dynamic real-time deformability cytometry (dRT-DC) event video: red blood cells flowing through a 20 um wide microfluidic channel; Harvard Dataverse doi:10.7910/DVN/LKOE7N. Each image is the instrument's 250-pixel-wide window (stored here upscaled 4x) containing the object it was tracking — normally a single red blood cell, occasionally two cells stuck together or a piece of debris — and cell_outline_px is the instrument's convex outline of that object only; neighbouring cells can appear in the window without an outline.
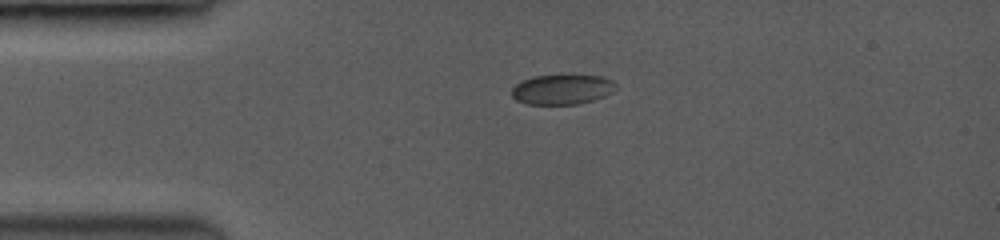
{"species": "common noctule bat (a hibernating species)", "species_latin": "Nyctalus noctula", "temperature_condition": "room temperature", "stored_images_in_passage": 4, "camera_frame_rate_fps": 3500, "um_per_image_px": 0.085, "animal": {"sex": "female", "body_mass_g": 19.0, "forearm_length_mm": 53.3}, "frame": {"image": 1, "passage_image": 1, "time_ms": 0.0, "image_size_px": [1000, 240], "cell_outline_px": [[616, 84], [612, 92], [604, 96], [592, 100], [576, 104], [528, 104], [516, 100], [512, 96], [512, 88], [516, 84], [524, 80], [536, 76], [600, 76], [612, 80]], "centroid_in_image_um": [47.77, 7.61], "position_along_channel_um": 37.2, "area_um2": 17.74}}
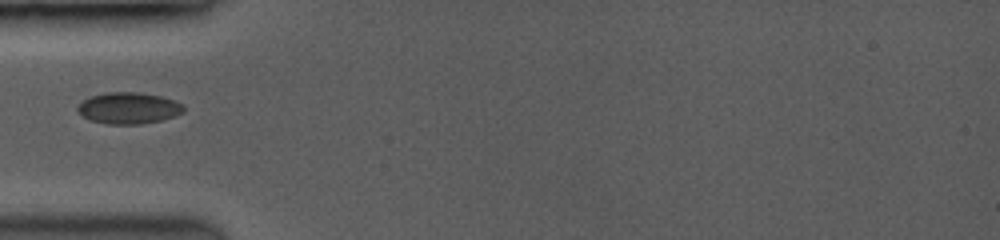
{"frame": {"image": 2, "passage_image": 3, "time_ms": 1.714, "image_size_px": [1000, 240], "cell_outline_px": [[184, 112], [160, 120], [140, 124], [108, 124], [92, 120], [84, 116], [76, 108], [84, 100], [92, 96], [112, 92], [136, 92], [160, 96], [172, 100], [180, 104], [184, 108]], "centroid_in_image_um": [10.93, 9.19], "position_along_channel_um": 74.1, "area_um2": 18.84}}